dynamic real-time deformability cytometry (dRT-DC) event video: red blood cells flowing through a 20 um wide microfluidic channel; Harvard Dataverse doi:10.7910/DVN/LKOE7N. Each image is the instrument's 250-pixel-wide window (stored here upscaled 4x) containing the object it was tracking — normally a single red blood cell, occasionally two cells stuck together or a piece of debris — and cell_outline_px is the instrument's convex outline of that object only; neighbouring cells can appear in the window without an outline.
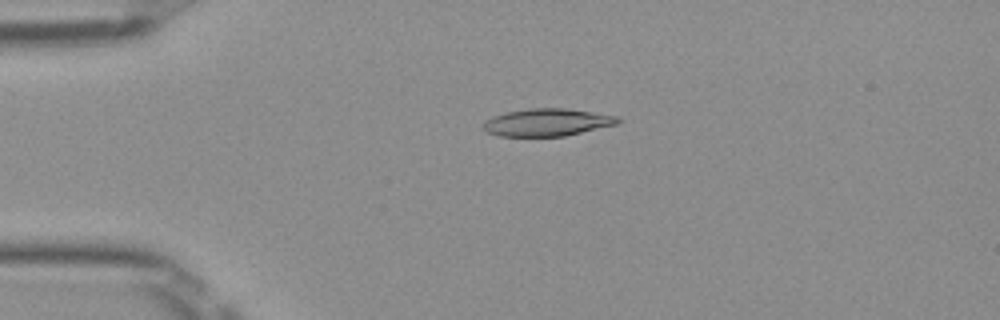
{"species": "Egyptian fruit bat (a non-hibernating species)", "species_latin": "Rousettus aegyptiacus", "temperature_condition": "room temperature", "stored_images_in_passage": 51, "camera_frame_rate_fps": 3000, "um_per_image_px": 0.085, "frame": {"image": 1, "passage_image": 12, "time_ms": 3.667, "image_size_px": [1000, 320], "cell_outline_px": [[620, 124], [564, 136], [500, 136], [488, 132], [484, 128], [484, 120], [492, 116], [508, 112], [528, 108], [564, 108], [620, 116]], "centroid_in_image_um": [46.55, 10.4], "position_along_channel_um": 38.4, "area_um2": 21.56}}
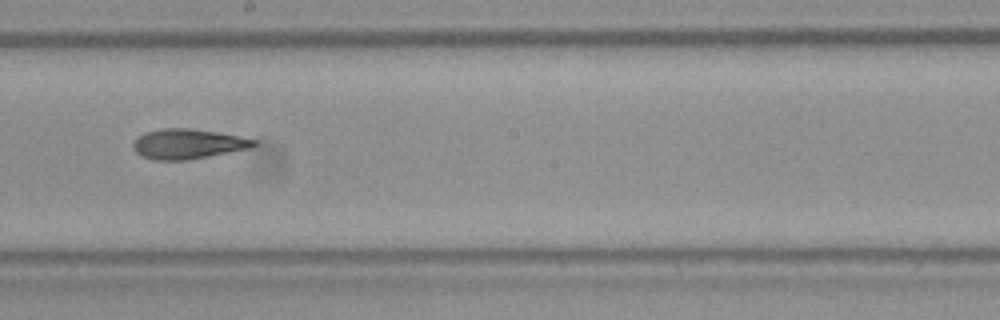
{"frame": {"image": 2, "passage_image": 29, "time_ms": 9.333, "image_size_px": [1000, 320], "cell_outline_px": [[256, 144], [248, 148], [188, 160], [152, 160], [136, 152], [132, 148], [132, 144], [144, 132], [160, 128], [192, 128], [240, 136], [256, 140]], "centroid_in_image_um": [15.93, 12.22], "position_along_channel_um": 232.3, "area_um2": 20.87}}
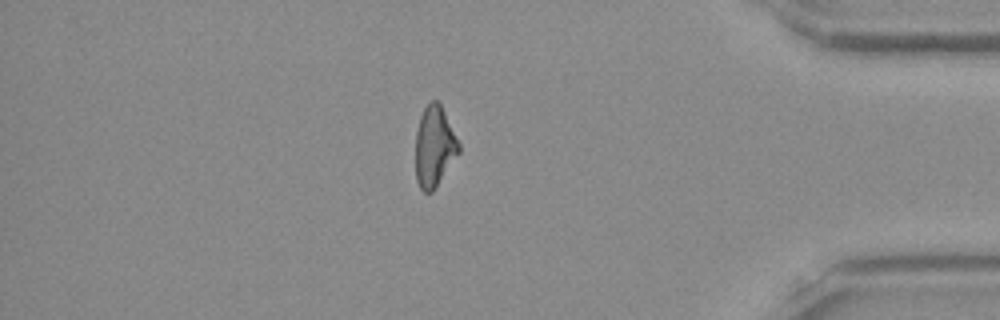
{"frame": {"image": 3, "passage_image": 44, "time_ms": 14.333, "image_size_px": [1000, 320], "cell_outline_px": [[460, 152], [432, 192], [424, 192], [420, 188], [416, 180], [416, 132], [420, 116], [424, 108], [432, 100], [436, 100], [440, 104], [460, 144]], "centroid_in_image_um": [36.91, 12.47], "position_along_channel_um": 398.3, "area_um2": 20.11}, "authors_computed_cell_mechanics": {"area_um2": 21.0392, "velocity_mm_per_s": 3.9904, "shape_relaxation_time_tau1_ms": 4.5741, "shape_relaxation_time_tau2_ms": 3.1094, "deformation_change_tau1": 0.1765, "deformation_change_tau2": 0.1154}}